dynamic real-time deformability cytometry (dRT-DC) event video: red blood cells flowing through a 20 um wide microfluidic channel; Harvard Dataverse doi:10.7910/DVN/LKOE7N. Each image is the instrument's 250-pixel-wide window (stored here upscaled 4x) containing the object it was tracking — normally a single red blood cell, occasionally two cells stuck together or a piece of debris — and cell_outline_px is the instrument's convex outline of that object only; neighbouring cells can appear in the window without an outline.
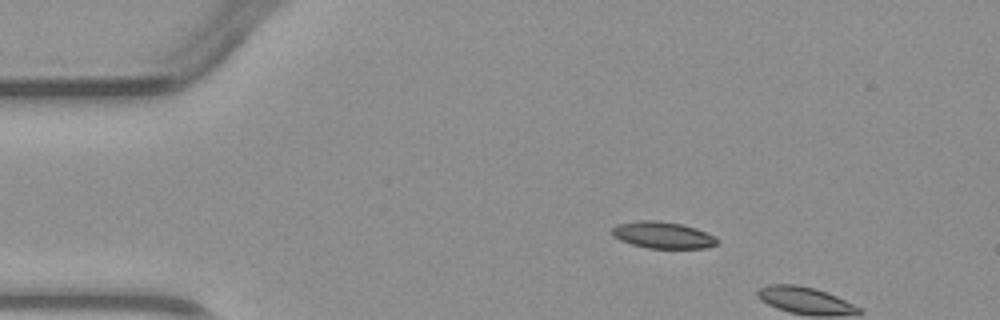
{"species": "common noctule bat (a hibernating species)", "species_latin": "Nyctalus noctula", "temperature_condition": "warm", "stored_images_in_passage": 3, "camera_frame_rate_fps": 3000, "um_per_image_px": 0.085, "animal": {"sex": "male", "body_mass_g": 23.1, "forearm_length_mm": 52.7}, "frame": {"image": 1, "passage_image": 2, "time_ms": 1.333, "image_size_px": [1000, 320], "cell_outline_px": [[720, 240], [716, 244], [704, 248], [648, 248], [632, 244], [620, 240], [612, 236], [612, 228], [616, 224], [640, 220], [656, 220], [680, 224], [696, 228], [716, 236]], "centroid_in_image_um": [56.34, 19.98], "position_along_channel_um": 28.7, "area_um2": 16.36}}